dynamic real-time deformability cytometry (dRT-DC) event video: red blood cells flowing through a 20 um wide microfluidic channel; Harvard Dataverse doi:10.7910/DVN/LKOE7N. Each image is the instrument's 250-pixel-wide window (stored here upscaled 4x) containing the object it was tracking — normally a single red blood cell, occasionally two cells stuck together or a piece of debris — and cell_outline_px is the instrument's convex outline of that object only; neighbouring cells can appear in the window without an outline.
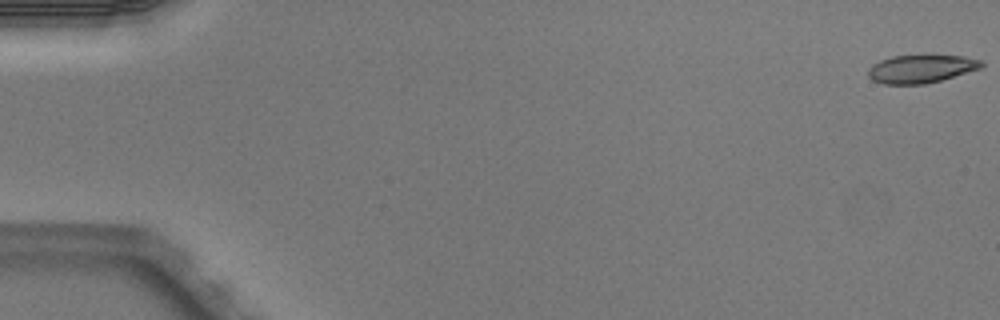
{"species": "Egyptian fruit bat (a non-hibernating species)", "species_latin": "Rousettus aegyptiacus", "temperature_condition": "warm", "stored_images_in_passage": 4, "camera_frame_rate_fps": 3000, "um_per_image_px": 0.085, "animal": {"sex": "male"}, "frame": {"image": 1, "passage_image": 1, "time_ms": 0.0, "image_size_px": [1000, 320], "cell_outline_px": [[984, 64], [980, 68], [940, 80], [924, 84], [884, 84], [872, 80], [868, 76], [868, 68], [872, 64], [880, 60], [892, 56], [964, 56], [984, 60]], "centroid_in_image_um": [78.26, 5.85], "position_along_channel_um": 6.7, "area_um2": 18.38}}